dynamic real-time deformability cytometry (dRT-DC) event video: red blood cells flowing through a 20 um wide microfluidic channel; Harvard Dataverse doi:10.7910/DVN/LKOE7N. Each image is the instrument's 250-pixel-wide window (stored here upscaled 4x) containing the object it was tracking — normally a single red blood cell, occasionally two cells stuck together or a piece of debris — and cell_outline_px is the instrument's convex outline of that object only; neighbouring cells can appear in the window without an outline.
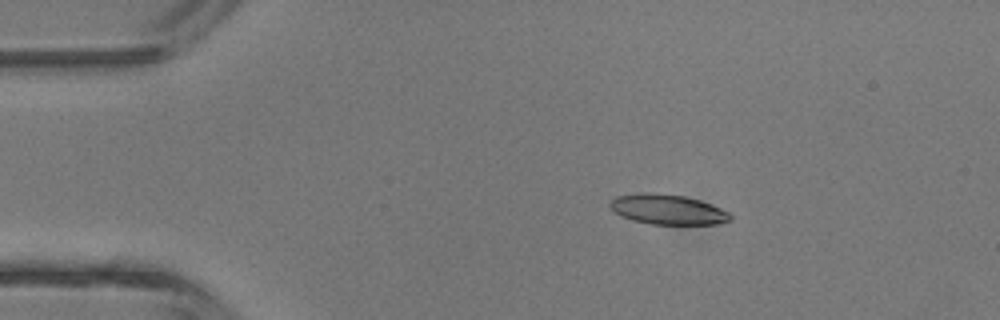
{"species": "common noctule bat (a hibernating species)", "species_latin": "Nyctalus noctula", "temperature_condition": "room temperature", "stored_images_in_passage": 4, "camera_frame_rate_fps": 3000, "um_per_image_px": 0.085, "animal": {"sex": "male", "body_mass_g": 13.3}, "frame": {"image": 1, "passage_image": 2, "time_ms": 1.0, "image_size_px": [1000, 320], "cell_outline_px": [[732, 220], [716, 224], [652, 224], [632, 220], [620, 216], [608, 204], [616, 196], [644, 192], [648, 192], [684, 196], [700, 200], [720, 208], [728, 212], [732, 216]], "centroid_in_image_um": [56.75, 17.8], "position_along_channel_um": 28.3, "area_um2": 20.92}}
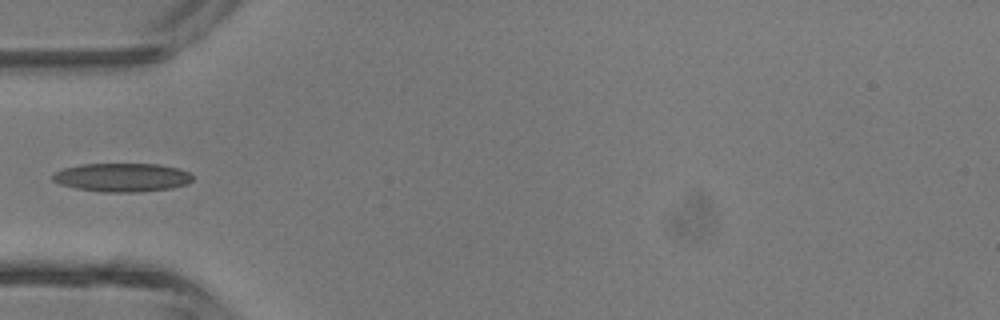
{"frame": {"image": 2, "passage_image": 4, "time_ms": 3.333, "image_size_px": [1000, 320], "cell_outline_px": [[192, 180], [188, 184], [172, 188], [136, 192], [104, 192], [76, 188], [60, 184], [52, 180], [52, 176], [56, 172], [64, 168], [80, 164], [160, 164], [180, 168], [188, 172], [192, 176]], "centroid_in_image_um": [10.4, 15.07], "position_along_channel_um": 74.6, "area_um2": 23.35}}